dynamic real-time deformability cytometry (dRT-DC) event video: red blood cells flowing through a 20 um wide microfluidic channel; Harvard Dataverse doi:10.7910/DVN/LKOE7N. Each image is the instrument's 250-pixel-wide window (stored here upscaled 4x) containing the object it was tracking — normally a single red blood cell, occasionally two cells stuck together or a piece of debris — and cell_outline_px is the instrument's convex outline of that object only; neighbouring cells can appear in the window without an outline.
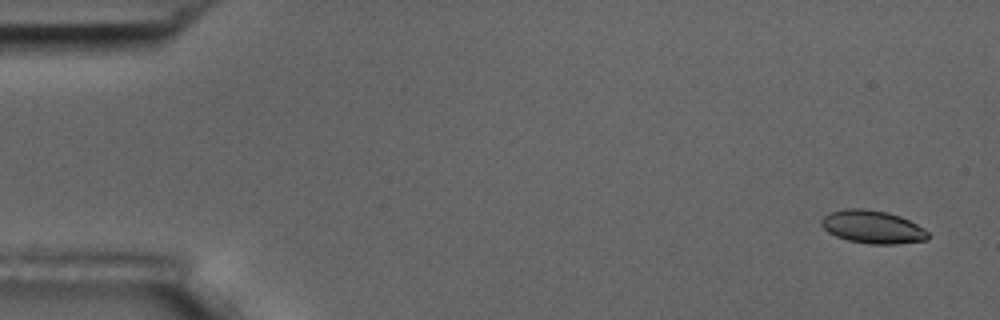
{"species": "common noctule bat (a hibernating species)", "species_latin": "Nyctalus noctula", "temperature_condition": "room temperature", "stored_images_in_passage": 6, "camera_frame_rate_fps": 3000, "um_per_image_px": 0.085, "animal": {"sex": "male", "body_mass_g": 17.5, "forearm_length_mm": 52.3}, "frame": {"image": 1, "passage_image": 1, "time_ms": 0.0, "image_size_px": [1000, 320], "cell_outline_px": [[928, 240], [896, 244], [868, 244], [848, 240], [836, 236], [828, 232], [820, 224], [820, 220], [828, 212], [844, 208], [864, 208], [888, 212], [900, 216], [924, 228], [928, 232]], "centroid_in_image_um": [74.14, 19.28], "position_along_channel_um": 10.9, "area_um2": 20.69}}
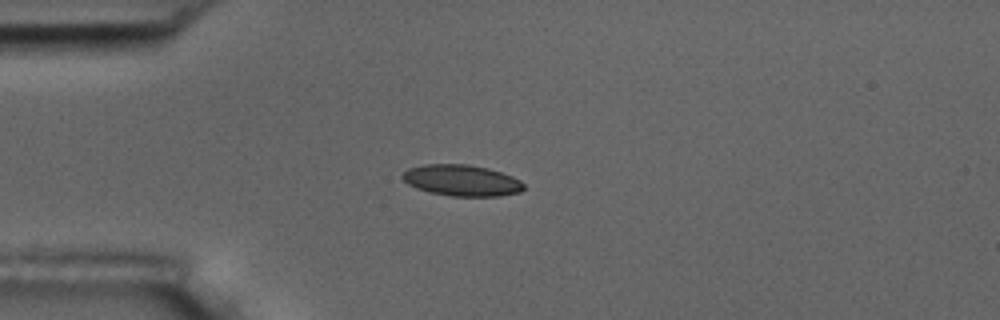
{"frame": {"image": 2, "passage_image": 4, "time_ms": 4.0, "image_size_px": [1000, 320], "cell_outline_px": [[524, 188], [520, 192], [500, 196], [452, 196], [432, 192], [408, 184], [400, 176], [408, 168], [424, 164], [468, 164], [488, 168], [512, 176], [520, 180], [524, 184]], "centroid_in_image_um": [39.26, 15.32], "position_along_channel_um": 45.7, "area_um2": 21.91}}
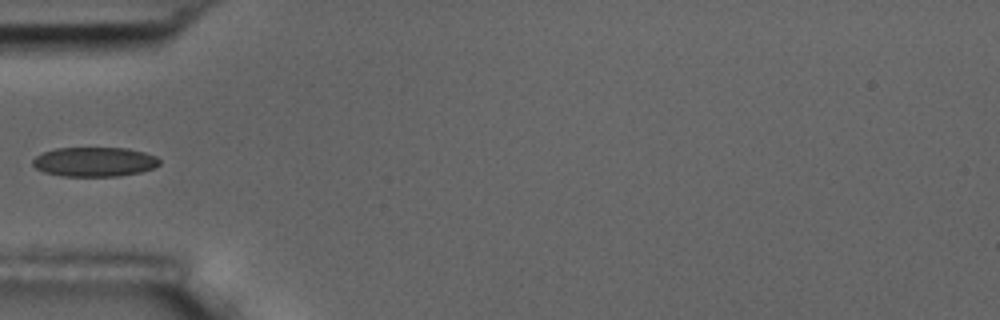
{"frame": {"image": 3, "passage_image": 5, "time_ms": 5.333, "image_size_px": [1000, 320], "cell_outline_px": [[160, 164], [152, 168], [140, 172], [120, 176], [60, 176], [44, 172], [36, 168], [32, 164], [32, 160], [36, 156], [44, 152], [56, 148], [128, 148], [144, 152], [156, 156], [160, 160]], "centroid_in_image_um": [8.03, 13.75], "position_along_channel_um": 77.0, "area_um2": 21.79}}